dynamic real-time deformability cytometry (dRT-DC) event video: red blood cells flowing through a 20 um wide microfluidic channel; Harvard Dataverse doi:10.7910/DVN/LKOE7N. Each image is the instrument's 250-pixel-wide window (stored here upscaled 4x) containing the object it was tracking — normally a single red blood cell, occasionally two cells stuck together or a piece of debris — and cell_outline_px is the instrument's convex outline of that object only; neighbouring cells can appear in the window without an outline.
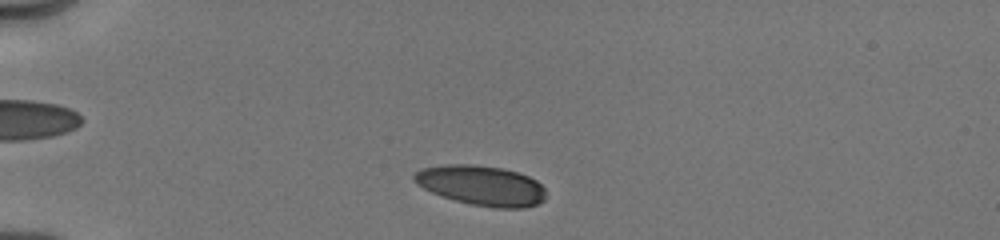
{"species": "human", "species_latin": "Homo sapiens", "temperature_condition": "cold", "stored_images_in_passage": 9, "camera_frame_rate_fps": 3000, "um_per_image_px": 0.085, "donor": {"sex": "male"}, "frame": {"image": 1, "passage_image": 5, "time_ms": 0.667, "image_size_px": [1000, 240], "cell_outline_px": [[548, 196], [544, 200], [536, 204], [524, 208], [496, 208], [472, 204], [456, 200], [432, 192], [416, 184], [412, 180], [412, 176], [420, 168], [444, 164], [472, 164], [504, 168], [528, 176], [536, 180], [544, 188]], "centroid_in_image_um": [40.92, 15.75], "position_along_channel_um": 44.1, "area_um2": 30.81}}